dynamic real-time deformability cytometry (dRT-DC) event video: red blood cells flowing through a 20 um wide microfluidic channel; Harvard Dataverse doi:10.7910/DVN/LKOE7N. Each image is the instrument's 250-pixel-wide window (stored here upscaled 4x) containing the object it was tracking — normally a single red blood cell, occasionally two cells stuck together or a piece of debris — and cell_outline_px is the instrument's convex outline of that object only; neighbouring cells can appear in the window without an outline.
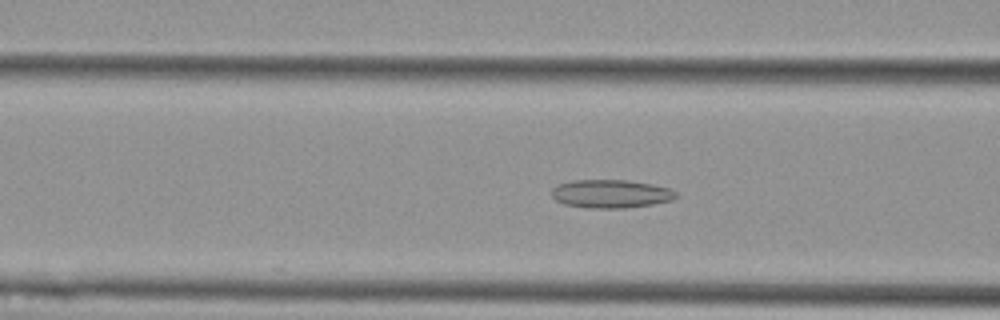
{"species": "Egyptian fruit bat (a non-hibernating species)", "species_latin": "Rousettus aegyptiacus", "temperature_condition": "cold", "stored_images_in_passage": 39, "camera_frame_rate_fps": 3000, "um_per_image_px": 0.085, "animal": {"sex": "female"}, "frame": {"image": 1, "passage_image": 4, "time_ms": 1.0, "image_size_px": [1000, 320], "cell_outline_px": [[680, 196], [672, 200], [652, 204], [624, 208], [588, 208], [564, 204], [556, 200], [552, 196], [552, 188], [556, 184], [572, 180], [628, 180], [652, 184], [668, 188], [676, 192]], "centroid_in_image_um": [51.91, 16.47], "position_along_channel_um": 114.7, "area_um2": 20.63}}
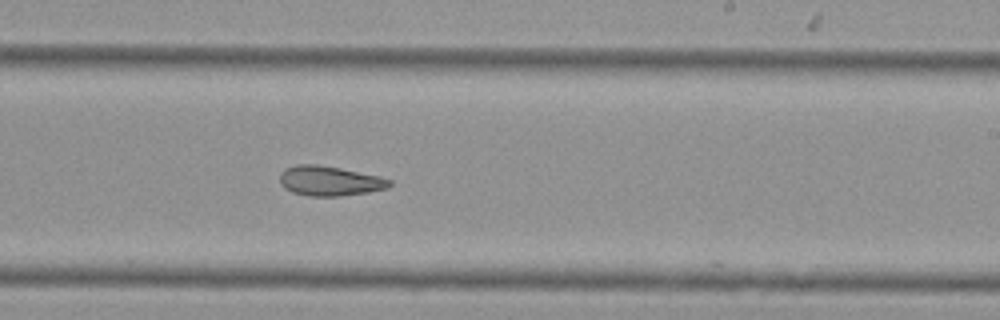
{"frame": {"image": 2, "passage_image": 16, "time_ms": 5.0, "image_size_px": [1000, 320], "cell_outline_px": [[392, 184], [388, 188], [368, 192], [340, 196], [308, 196], [292, 192], [284, 188], [280, 184], [280, 172], [284, 168], [296, 164], [316, 164], [340, 168], [380, 176], [392, 180]], "centroid_in_image_um": [28.0, 15.37], "position_along_channel_um": 261.0, "area_um2": 19.25}}
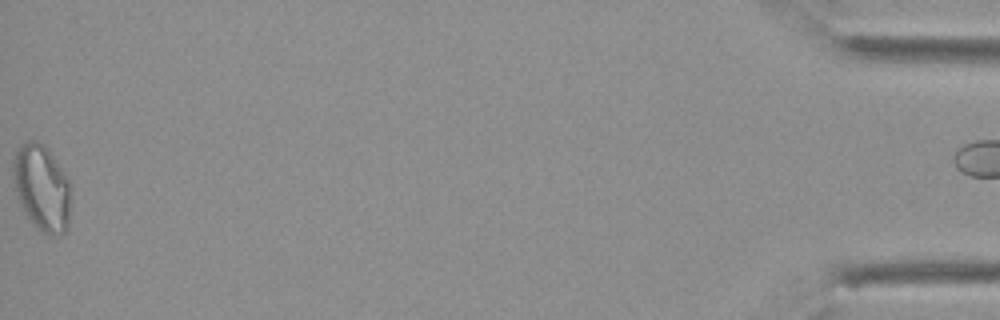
{"frame": {"image": 3, "passage_image": 38, "time_ms": 12.333, "image_size_px": [1000, 320], "cell_outline_px": [[72, 196], [68, 228], [60, 236], [48, 236], [36, 228], [20, 204], [16, 192], [12, 176], [12, 160], [16, 148], [20, 144], [28, 140], [32, 140], [44, 144], [48, 148], [72, 184]], "centroid_in_image_um": [3.58, 15.96], "position_along_channel_um": 431.6, "area_um2": 29.88}}